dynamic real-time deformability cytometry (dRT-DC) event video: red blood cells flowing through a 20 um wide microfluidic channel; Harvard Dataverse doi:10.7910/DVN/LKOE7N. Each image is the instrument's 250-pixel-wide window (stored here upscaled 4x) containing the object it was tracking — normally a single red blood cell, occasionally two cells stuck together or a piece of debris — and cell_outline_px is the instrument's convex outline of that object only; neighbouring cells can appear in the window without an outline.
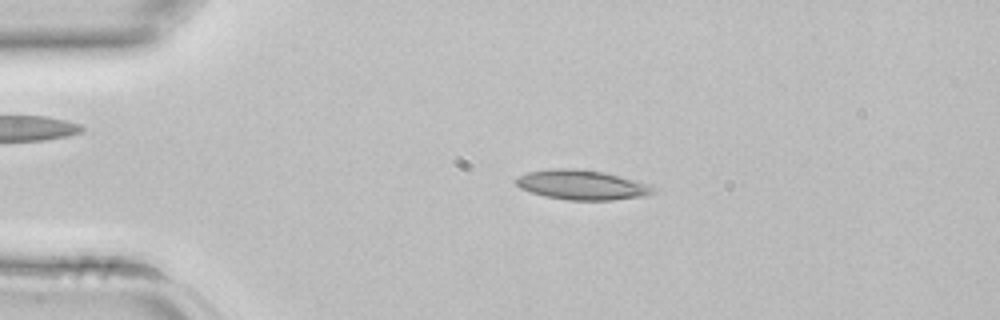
{"species": "common noctule bat (a hibernating species)", "species_latin": "Nyctalus noctula", "temperature_condition": "room temperature", "stored_images_in_passage": 42, "camera_frame_rate_fps": 3000, "um_per_image_px": 0.085, "animal": {"sex": "female", "body_mass_g": 22.7, "forearm_length_mm": 54.2}, "frame": {"image": 1, "passage_image": 8, "time_ms": 2.333, "image_size_px": [1000, 320], "cell_outline_px": [[656, 192], [648, 196], [612, 200], [568, 200], [544, 196], [520, 188], [516, 184], [516, 176], [528, 172], [556, 168], [576, 168], [604, 172], [656, 184]], "centroid_in_image_um": [49.58, 15.71], "position_along_channel_um": 35.4, "area_um2": 24.28}}
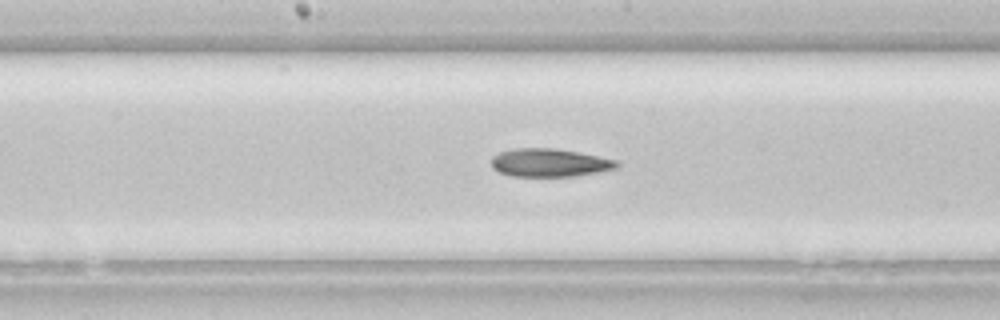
{"frame": {"image": 2, "passage_image": 21, "time_ms": 6.667, "image_size_px": [1000, 320], "cell_outline_px": [[620, 168], [576, 176], [512, 176], [500, 172], [492, 168], [492, 156], [500, 152], [516, 148], [556, 148], [616, 160], [620, 164]], "centroid_in_image_um": [46.72, 13.83], "position_along_channel_um": 201.5, "area_um2": 20.52}}
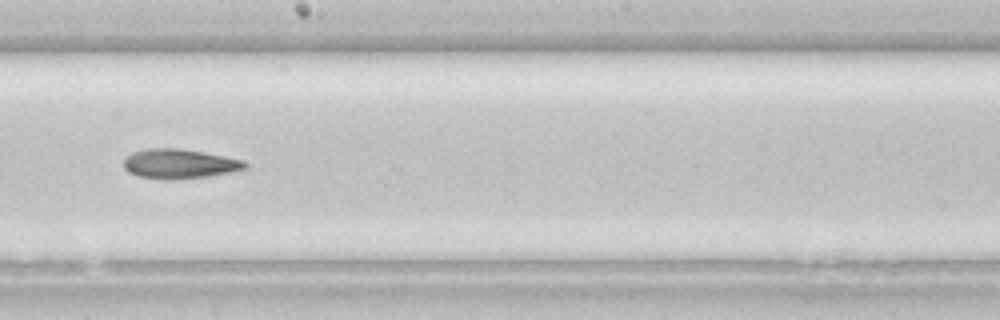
{"frame": {"image": 3, "passage_image": 23, "time_ms": 7.333, "image_size_px": [1000, 320], "cell_outline_px": [[248, 164], [244, 168], [228, 172], [208, 176], [140, 176], [128, 172], [124, 168], [124, 160], [132, 152], [148, 148], [180, 148], [204, 152], [244, 160]], "centroid_in_image_um": [15.26, 13.85], "position_along_channel_um": 232.9, "area_um2": 19.71}}